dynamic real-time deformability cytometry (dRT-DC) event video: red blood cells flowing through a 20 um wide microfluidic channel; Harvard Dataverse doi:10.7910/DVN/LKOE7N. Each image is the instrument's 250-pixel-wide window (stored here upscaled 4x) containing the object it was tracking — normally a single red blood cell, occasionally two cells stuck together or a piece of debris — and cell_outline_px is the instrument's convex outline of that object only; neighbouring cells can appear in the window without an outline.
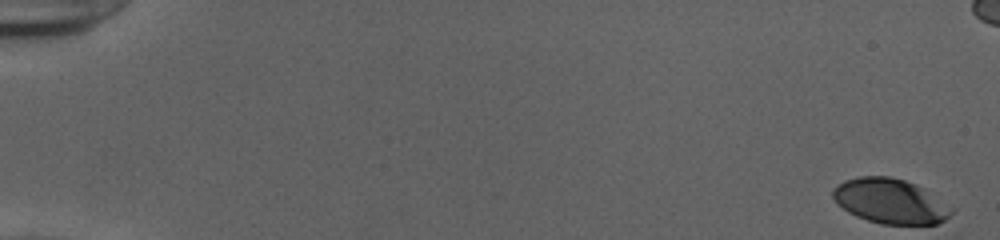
{"species": "human", "species_latin": "Homo sapiens", "temperature_condition": "cold", "stored_images_in_passage": 19, "camera_frame_rate_fps": 3000, "um_per_image_px": 0.085, "donor": {"sex": "female"}, "frame": {"image": 1, "passage_image": 1, "time_ms": 0.0, "image_size_px": [1000, 240], "cell_outline_px": [[956, 208], [944, 220], [936, 224], [880, 224], [856, 216], [848, 212], [836, 204], [832, 196], [832, 188], [844, 180], [860, 176], [888, 176], [904, 180], [916, 184], [924, 188]], "centroid_in_image_um": [75.67, 17.09], "position_along_channel_um": 9.3, "area_um2": 31.33}}